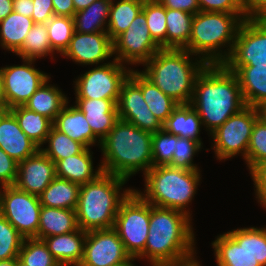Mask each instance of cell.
<instances>
[{"mask_svg": "<svg viewBox=\"0 0 266 266\" xmlns=\"http://www.w3.org/2000/svg\"><path fill=\"white\" fill-rule=\"evenodd\" d=\"M190 105L209 134L246 106L236 74L224 64L206 65L196 78Z\"/></svg>", "mask_w": 266, "mask_h": 266, "instance_id": "obj_1", "label": "cell"}, {"mask_svg": "<svg viewBox=\"0 0 266 266\" xmlns=\"http://www.w3.org/2000/svg\"><path fill=\"white\" fill-rule=\"evenodd\" d=\"M191 221L192 217L181 211L150 204L149 234L138 259H147L154 266L196 252Z\"/></svg>", "mask_w": 266, "mask_h": 266, "instance_id": "obj_2", "label": "cell"}, {"mask_svg": "<svg viewBox=\"0 0 266 266\" xmlns=\"http://www.w3.org/2000/svg\"><path fill=\"white\" fill-rule=\"evenodd\" d=\"M152 133L119 119L99 148L103 154V172L125 179L143 171V175L153 167Z\"/></svg>", "mask_w": 266, "mask_h": 266, "instance_id": "obj_3", "label": "cell"}, {"mask_svg": "<svg viewBox=\"0 0 266 266\" xmlns=\"http://www.w3.org/2000/svg\"><path fill=\"white\" fill-rule=\"evenodd\" d=\"M193 56L186 49L161 48L140 72L178 104H190L196 78L207 65Z\"/></svg>", "mask_w": 266, "mask_h": 266, "instance_id": "obj_4", "label": "cell"}, {"mask_svg": "<svg viewBox=\"0 0 266 266\" xmlns=\"http://www.w3.org/2000/svg\"><path fill=\"white\" fill-rule=\"evenodd\" d=\"M127 182L123 177L103 172L95 180L80 185L75 209L78 227L86 232L114 228L121 203L134 190L121 191Z\"/></svg>", "mask_w": 266, "mask_h": 266, "instance_id": "obj_5", "label": "cell"}, {"mask_svg": "<svg viewBox=\"0 0 266 266\" xmlns=\"http://www.w3.org/2000/svg\"><path fill=\"white\" fill-rule=\"evenodd\" d=\"M245 19L244 13L200 11L192 19L190 40L183 49L207 64H223L232 52Z\"/></svg>", "mask_w": 266, "mask_h": 266, "instance_id": "obj_6", "label": "cell"}, {"mask_svg": "<svg viewBox=\"0 0 266 266\" xmlns=\"http://www.w3.org/2000/svg\"><path fill=\"white\" fill-rule=\"evenodd\" d=\"M200 172L169 165L151 167L144 174V193L138 189L134 191L152 206L178 210L191 217L187 207L197 192Z\"/></svg>", "mask_w": 266, "mask_h": 266, "instance_id": "obj_7", "label": "cell"}, {"mask_svg": "<svg viewBox=\"0 0 266 266\" xmlns=\"http://www.w3.org/2000/svg\"><path fill=\"white\" fill-rule=\"evenodd\" d=\"M149 222L150 203L133 190L121 203L114 224V229L130 256L138 258L144 252Z\"/></svg>", "mask_w": 266, "mask_h": 266, "instance_id": "obj_8", "label": "cell"}, {"mask_svg": "<svg viewBox=\"0 0 266 266\" xmlns=\"http://www.w3.org/2000/svg\"><path fill=\"white\" fill-rule=\"evenodd\" d=\"M258 119L256 107L246 105L212 132L211 148L217 160L225 161L241 154L246 161L253 126Z\"/></svg>", "mask_w": 266, "mask_h": 266, "instance_id": "obj_9", "label": "cell"}, {"mask_svg": "<svg viewBox=\"0 0 266 266\" xmlns=\"http://www.w3.org/2000/svg\"><path fill=\"white\" fill-rule=\"evenodd\" d=\"M131 70L113 57V61L100 64L75 79V98L106 99L117 104L122 84Z\"/></svg>", "mask_w": 266, "mask_h": 266, "instance_id": "obj_10", "label": "cell"}, {"mask_svg": "<svg viewBox=\"0 0 266 266\" xmlns=\"http://www.w3.org/2000/svg\"><path fill=\"white\" fill-rule=\"evenodd\" d=\"M39 196L15 185L0 187V213L24 238H36L41 211Z\"/></svg>", "mask_w": 266, "mask_h": 266, "instance_id": "obj_11", "label": "cell"}, {"mask_svg": "<svg viewBox=\"0 0 266 266\" xmlns=\"http://www.w3.org/2000/svg\"><path fill=\"white\" fill-rule=\"evenodd\" d=\"M161 47L152 39L145 13L141 10L130 26L113 41V55L121 64L143 65Z\"/></svg>", "mask_w": 266, "mask_h": 266, "instance_id": "obj_12", "label": "cell"}, {"mask_svg": "<svg viewBox=\"0 0 266 266\" xmlns=\"http://www.w3.org/2000/svg\"><path fill=\"white\" fill-rule=\"evenodd\" d=\"M35 61L22 59V65L0 67L3 98L8 110L24 105L37 89L51 78L47 73L35 68Z\"/></svg>", "mask_w": 266, "mask_h": 266, "instance_id": "obj_13", "label": "cell"}, {"mask_svg": "<svg viewBox=\"0 0 266 266\" xmlns=\"http://www.w3.org/2000/svg\"><path fill=\"white\" fill-rule=\"evenodd\" d=\"M226 67L266 65V19H245L237 33V38Z\"/></svg>", "mask_w": 266, "mask_h": 266, "instance_id": "obj_14", "label": "cell"}, {"mask_svg": "<svg viewBox=\"0 0 266 266\" xmlns=\"http://www.w3.org/2000/svg\"><path fill=\"white\" fill-rule=\"evenodd\" d=\"M129 257L114 228L91 230L86 233L84 255L79 266H113Z\"/></svg>", "mask_w": 266, "mask_h": 266, "instance_id": "obj_15", "label": "cell"}, {"mask_svg": "<svg viewBox=\"0 0 266 266\" xmlns=\"http://www.w3.org/2000/svg\"><path fill=\"white\" fill-rule=\"evenodd\" d=\"M117 111L119 119L129 122L141 130L153 134L163 129V124L148 108L141 88L130 77L122 84Z\"/></svg>", "mask_w": 266, "mask_h": 266, "instance_id": "obj_16", "label": "cell"}, {"mask_svg": "<svg viewBox=\"0 0 266 266\" xmlns=\"http://www.w3.org/2000/svg\"><path fill=\"white\" fill-rule=\"evenodd\" d=\"M80 65H99L113 57V41L107 32L80 33L75 31L62 54Z\"/></svg>", "mask_w": 266, "mask_h": 266, "instance_id": "obj_17", "label": "cell"}, {"mask_svg": "<svg viewBox=\"0 0 266 266\" xmlns=\"http://www.w3.org/2000/svg\"><path fill=\"white\" fill-rule=\"evenodd\" d=\"M217 266H260L249 252V228L220 234L212 242Z\"/></svg>", "mask_w": 266, "mask_h": 266, "instance_id": "obj_18", "label": "cell"}, {"mask_svg": "<svg viewBox=\"0 0 266 266\" xmlns=\"http://www.w3.org/2000/svg\"><path fill=\"white\" fill-rule=\"evenodd\" d=\"M56 177L55 163L41 150L18 163L15 186L39 196Z\"/></svg>", "mask_w": 266, "mask_h": 266, "instance_id": "obj_19", "label": "cell"}, {"mask_svg": "<svg viewBox=\"0 0 266 266\" xmlns=\"http://www.w3.org/2000/svg\"><path fill=\"white\" fill-rule=\"evenodd\" d=\"M0 148L18 163L40 150V147L21 130L18 121L9 110L0 113Z\"/></svg>", "mask_w": 266, "mask_h": 266, "instance_id": "obj_20", "label": "cell"}, {"mask_svg": "<svg viewBox=\"0 0 266 266\" xmlns=\"http://www.w3.org/2000/svg\"><path fill=\"white\" fill-rule=\"evenodd\" d=\"M75 105L84 113L93 134L102 141L119 120L113 100L75 98Z\"/></svg>", "mask_w": 266, "mask_h": 266, "instance_id": "obj_21", "label": "cell"}, {"mask_svg": "<svg viewBox=\"0 0 266 266\" xmlns=\"http://www.w3.org/2000/svg\"><path fill=\"white\" fill-rule=\"evenodd\" d=\"M86 233L78 228L73 232L49 236L42 240L60 266H79L84 255Z\"/></svg>", "mask_w": 266, "mask_h": 266, "instance_id": "obj_22", "label": "cell"}, {"mask_svg": "<svg viewBox=\"0 0 266 266\" xmlns=\"http://www.w3.org/2000/svg\"><path fill=\"white\" fill-rule=\"evenodd\" d=\"M53 126L71 139L81 143L85 148L100 146L101 141L93 134L84 113L76 106L68 103L57 115Z\"/></svg>", "mask_w": 266, "mask_h": 266, "instance_id": "obj_23", "label": "cell"}, {"mask_svg": "<svg viewBox=\"0 0 266 266\" xmlns=\"http://www.w3.org/2000/svg\"><path fill=\"white\" fill-rule=\"evenodd\" d=\"M90 148H85L81 153L66 157L55 163L56 177L83 185L95 180L103 173L101 164L93 169V156ZM95 170V171H94Z\"/></svg>", "mask_w": 266, "mask_h": 266, "instance_id": "obj_24", "label": "cell"}, {"mask_svg": "<svg viewBox=\"0 0 266 266\" xmlns=\"http://www.w3.org/2000/svg\"><path fill=\"white\" fill-rule=\"evenodd\" d=\"M227 68L238 78L245 105L257 107L266 101V65Z\"/></svg>", "mask_w": 266, "mask_h": 266, "instance_id": "obj_25", "label": "cell"}, {"mask_svg": "<svg viewBox=\"0 0 266 266\" xmlns=\"http://www.w3.org/2000/svg\"><path fill=\"white\" fill-rule=\"evenodd\" d=\"M78 228L75 210L42 206L37 239L66 234Z\"/></svg>", "mask_w": 266, "mask_h": 266, "instance_id": "obj_26", "label": "cell"}, {"mask_svg": "<svg viewBox=\"0 0 266 266\" xmlns=\"http://www.w3.org/2000/svg\"><path fill=\"white\" fill-rule=\"evenodd\" d=\"M202 126L198 112L190 104H178L163 123V130L172 135L194 139L203 145L200 139Z\"/></svg>", "mask_w": 266, "mask_h": 266, "instance_id": "obj_27", "label": "cell"}, {"mask_svg": "<svg viewBox=\"0 0 266 266\" xmlns=\"http://www.w3.org/2000/svg\"><path fill=\"white\" fill-rule=\"evenodd\" d=\"M49 82L50 78L37 89L24 106L54 122L69 101L67 95L58 86Z\"/></svg>", "mask_w": 266, "mask_h": 266, "instance_id": "obj_28", "label": "cell"}, {"mask_svg": "<svg viewBox=\"0 0 266 266\" xmlns=\"http://www.w3.org/2000/svg\"><path fill=\"white\" fill-rule=\"evenodd\" d=\"M129 77L141 88L144 100L152 114L163 124L178 106L171 97L164 94L140 71L131 70Z\"/></svg>", "mask_w": 266, "mask_h": 266, "instance_id": "obj_29", "label": "cell"}, {"mask_svg": "<svg viewBox=\"0 0 266 266\" xmlns=\"http://www.w3.org/2000/svg\"><path fill=\"white\" fill-rule=\"evenodd\" d=\"M80 185L55 177L39 195L41 206L75 210L78 204Z\"/></svg>", "mask_w": 266, "mask_h": 266, "instance_id": "obj_30", "label": "cell"}, {"mask_svg": "<svg viewBox=\"0 0 266 266\" xmlns=\"http://www.w3.org/2000/svg\"><path fill=\"white\" fill-rule=\"evenodd\" d=\"M34 25L33 19L16 12L10 13L0 21V46L16 53L22 46L26 35Z\"/></svg>", "mask_w": 266, "mask_h": 266, "instance_id": "obj_31", "label": "cell"}, {"mask_svg": "<svg viewBox=\"0 0 266 266\" xmlns=\"http://www.w3.org/2000/svg\"><path fill=\"white\" fill-rule=\"evenodd\" d=\"M112 0H96L73 16L75 31L80 33L107 32Z\"/></svg>", "mask_w": 266, "mask_h": 266, "instance_id": "obj_32", "label": "cell"}, {"mask_svg": "<svg viewBox=\"0 0 266 266\" xmlns=\"http://www.w3.org/2000/svg\"><path fill=\"white\" fill-rule=\"evenodd\" d=\"M9 111L15 116L21 130L40 148L43 147L53 122L24 105L13 107Z\"/></svg>", "mask_w": 266, "mask_h": 266, "instance_id": "obj_33", "label": "cell"}, {"mask_svg": "<svg viewBox=\"0 0 266 266\" xmlns=\"http://www.w3.org/2000/svg\"><path fill=\"white\" fill-rule=\"evenodd\" d=\"M112 0L109 10L107 33L112 41L130 26L142 10L144 0Z\"/></svg>", "mask_w": 266, "mask_h": 266, "instance_id": "obj_34", "label": "cell"}, {"mask_svg": "<svg viewBox=\"0 0 266 266\" xmlns=\"http://www.w3.org/2000/svg\"><path fill=\"white\" fill-rule=\"evenodd\" d=\"M194 15L166 8V48L183 49L190 40Z\"/></svg>", "mask_w": 266, "mask_h": 266, "instance_id": "obj_35", "label": "cell"}, {"mask_svg": "<svg viewBox=\"0 0 266 266\" xmlns=\"http://www.w3.org/2000/svg\"><path fill=\"white\" fill-rule=\"evenodd\" d=\"M50 46L46 23H34L25 37L23 46L15 53L22 59L37 60L55 54Z\"/></svg>", "mask_w": 266, "mask_h": 266, "instance_id": "obj_36", "label": "cell"}, {"mask_svg": "<svg viewBox=\"0 0 266 266\" xmlns=\"http://www.w3.org/2000/svg\"><path fill=\"white\" fill-rule=\"evenodd\" d=\"M47 143L48 146L46 148L41 147L40 150L54 163L66 157L79 154L85 149L81 143L71 139L54 126L51 127L47 135L45 144Z\"/></svg>", "mask_w": 266, "mask_h": 266, "instance_id": "obj_37", "label": "cell"}, {"mask_svg": "<svg viewBox=\"0 0 266 266\" xmlns=\"http://www.w3.org/2000/svg\"><path fill=\"white\" fill-rule=\"evenodd\" d=\"M46 25L52 50L62 55L75 32L74 19L68 16H52Z\"/></svg>", "mask_w": 266, "mask_h": 266, "instance_id": "obj_38", "label": "cell"}, {"mask_svg": "<svg viewBox=\"0 0 266 266\" xmlns=\"http://www.w3.org/2000/svg\"><path fill=\"white\" fill-rule=\"evenodd\" d=\"M142 11L152 39L161 48H166V8L158 0H144Z\"/></svg>", "mask_w": 266, "mask_h": 266, "instance_id": "obj_39", "label": "cell"}, {"mask_svg": "<svg viewBox=\"0 0 266 266\" xmlns=\"http://www.w3.org/2000/svg\"><path fill=\"white\" fill-rule=\"evenodd\" d=\"M18 258L27 266H60L43 240L24 238Z\"/></svg>", "mask_w": 266, "mask_h": 266, "instance_id": "obj_40", "label": "cell"}, {"mask_svg": "<svg viewBox=\"0 0 266 266\" xmlns=\"http://www.w3.org/2000/svg\"><path fill=\"white\" fill-rule=\"evenodd\" d=\"M24 237L0 213V260L17 259Z\"/></svg>", "mask_w": 266, "mask_h": 266, "instance_id": "obj_41", "label": "cell"}, {"mask_svg": "<svg viewBox=\"0 0 266 266\" xmlns=\"http://www.w3.org/2000/svg\"><path fill=\"white\" fill-rule=\"evenodd\" d=\"M202 144L190 138H183L176 135L175 150L172 162L169 166L185 170H200L193 162V157L201 151Z\"/></svg>", "mask_w": 266, "mask_h": 266, "instance_id": "obj_42", "label": "cell"}, {"mask_svg": "<svg viewBox=\"0 0 266 266\" xmlns=\"http://www.w3.org/2000/svg\"><path fill=\"white\" fill-rule=\"evenodd\" d=\"M175 142L176 135L167 133L163 129L152 134L153 167L169 165L172 162Z\"/></svg>", "mask_w": 266, "mask_h": 266, "instance_id": "obj_43", "label": "cell"}, {"mask_svg": "<svg viewBox=\"0 0 266 266\" xmlns=\"http://www.w3.org/2000/svg\"><path fill=\"white\" fill-rule=\"evenodd\" d=\"M266 160V124L258 119L253 126L245 163L249 171Z\"/></svg>", "mask_w": 266, "mask_h": 266, "instance_id": "obj_44", "label": "cell"}, {"mask_svg": "<svg viewBox=\"0 0 266 266\" xmlns=\"http://www.w3.org/2000/svg\"><path fill=\"white\" fill-rule=\"evenodd\" d=\"M249 252L260 266H266V227H249Z\"/></svg>", "mask_w": 266, "mask_h": 266, "instance_id": "obj_45", "label": "cell"}, {"mask_svg": "<svg viewBox=\"0 0 266 266\" xmlns=\"http://www.w3.org/2000/svg\"><path fill=\"white\" fill-rule=\"evenodd\" d=\"M200 11L244 13L240 0H198Z\"/></svg>", "mask_w": 266, "mask_h": 266, "instance_id": "obj_46", "label": "cell"}, {"mask_svg": "<svg viewBox=\"0 0 266 266\" xmlns=\"http://www.w3.org/2000/svg\"><path fill=\"white\" fill-rule=\"evenodd\" d=\"M18 162L0 148V187L14 185L17 179Z\"/></svg>", "mask_w": 266, "mask_h": 266, "instance_id": "obj_47", "label": "cell"}, {"mask_svg": "<svg viewBox=\"0 0 266 266\" xmlns=\"http://www.w3.org/2000/svg\"><path fill=\"white\" fill-rule=\"evenodd\" d=\"M249 173L255 186V198L262 206L266 202V160L255 165Z\"/></svg>", "mask_w": 266, "mask_h": 266, "instance_id": "obj_48", "label": "cell"}, {"mask_svg": "<svg viewBox=\"0 0 266 266\" xmlns=\"http://www.w3.org/2000/svg\"><path fill=\"white\" fill-rule=\"evenodd\" d=\"M32 19L34 23H47L54 16L52 0H33Z\"/></svg>", "mask_w": 266, "mask_h": 266, "instance_id": "obj_49", "label": "cell"}, {"mask_svg": "<svg viewBox=\"0 0 266 266\" xmlns=\"http://www.w3.org/2000/svg\"><path fill=\"white\" fill-rule=\"evenodd\" d=\"M242 6L247 19H266V0H244Z\"/></svg>", "mask_w": 266, "mask_h": 266, "instance_id": "obj_50", "label": "cell"}, {"mask_svg": "<svg viewBox=\"0 0 266 266\" xmlns=\"http://www.w3.org/2000/svg\"><path fill=\"white\" fill-rule=\"evenodd\" d=\"M165 8L195 15L200 12L198 0H158Z\"/></svg>", "mask_w": 266, "mask_h": 266, "instance_id": "obj_51", "label": "cell"}, {"mask_svg": "<svg viewBox=\"0 0 266 266\" xmlns=\"http://www.w3.org/2000/svg\"><path fill=\"white\" fill-rule=\"evenodd\" d=\"M54 8V16H74L75 7L73 0H52Z\"/></svg>", "mask_w": 266, "mask_h": 266, "instance_id": "obj_52", "label": "cell"}, {"mask_svg": "<svg viewBox=\"0 0 266 266\" xmlns=\"http://www.w3.org/2000/svg\"><path fill=\"white\" fill-rule=\"evenodd\" d=\"M33 0H13V11L32 18L33 14Z\"/></svg>", "mask_w": 266, "mask_h": 266, "instance_id": "obj_53", "label": "cell"}, {"mask_svg": "<svg viewBox=\"0 0 266 266\" xmlns=\"http://www.w3.org/2000/svg\"><path fill=\"white\" fill-rule=\"evenodd\" d=\"M196 252H193L192 254L178 259V260H174V261H169V262H165V263H161L158 264V266H202L200 264V261L198 262L196 255Z\"/></svg>", "mask_w": 266, "mask_h": 266, "instance_id": "obj_54", "label": "cell"}, {"mask_svg": "<svg viewBox=\"0 0 266 266\" xmlns=\"http://www.w3.org/2000/svg\"><path fill=\"white\" fill-rule=\"evenodd\" d=\"M13 12V0H0V21Z\"/></svg>", "mask_w": 266, "mask_h": 266, "instance_id": "obj_55", "label": "cell"}, {"mask_svg": "<svg viewBox=\"0 0 266 266\" xmlns=\"http://www.w3.org/2000/svg\"><path fill=\"white\" fill-rule=\"evenodd\" d=\"M94 1L96 0H73L75 12H78L80 10L87 8Z\"/></svg>", "mask_w": 266, "mask_h": 266, "instance_id": "obj_56", "label": "cell"}, {"mask_svg": "<svg viewBox=\"0 0 266 266\" xmlns=\"http://www.w3.org/2000/svg\"><path fill=\"white\" fill-rule=\"evenodd\" d=\"M258 118L266 124V101L259 104L257 107Z\"/></svg>", "mask_w": 266, "mask_h": 266, "instance_id": "obj_57", "label": "cell"}, {"mask_svg": "<svg viewBox=\"0 0 266 266\" xmlns=\"http://www.w3.org/2000/svg\"><path fill=\"white\" fill-rule=\"evenodd\" d=\"M7 107L4 103V98H3V92H2V74L0 71V113H3L7 111Z\"/></svg>", "mask_w": 266, "mask_h": 266, "instance_id": "obj_58", "label": "cell"}, {"mask_svg": "<svg viewBox=\"0 0 266 266\" xmlns=\"http://www.w3.org/2000/svg\"><path fill=\"white\" fill-rule=\"evenodd\" d=\"M136 259L138 260L137 257H132V256H130L128 259L124 260L123 262H120V263L115 264V265H113V266H135L134 261H135ZM136 266H137V265H136Z\"/></svg>", "mask_w": 266, "mask_h": 266, "instance_id": "obj_59", "label": "cell"}, {"mask_svg": "<svg viewBox=\"0 0 266 266\" xmlns=\"http://www.w3.org/2000/svg\"><path fill=\"white\" fill-rule=\"evenodd\" d=\"M0 266H17V259L0 260Z\"/></svg>", "mask_w": 266, "mask_h": 266, "instance_id": "obj_60", "label": "cell"}, {"mask_svg": "<svg viewBox=\"0 0 266 266\" xmlns=\"http://www.w3.org/2000/svg\"><path fill=\"white\" fill-rule=\"evenodd\" d=\"M17 266H27V265L23 263L19 258H17Z\"/></svg>", "mask_w": 266, "mask_h": 266, "instance_id": "obj_61", "label": "cell"}, {"mask_svg": "<svg viewBox=\"0 0 266 266\" xmlns=\"http://www.w3.org/2000/svg\"><path fill=\"white\" fill-rule=\"evenodd\" d=\"M262 207L266 210V202L262 205Z\"/></svg>", "mask_w": 266, "mask_h": 266, "instance_id": "obj_62", "label": "cell"}]
</instances>
